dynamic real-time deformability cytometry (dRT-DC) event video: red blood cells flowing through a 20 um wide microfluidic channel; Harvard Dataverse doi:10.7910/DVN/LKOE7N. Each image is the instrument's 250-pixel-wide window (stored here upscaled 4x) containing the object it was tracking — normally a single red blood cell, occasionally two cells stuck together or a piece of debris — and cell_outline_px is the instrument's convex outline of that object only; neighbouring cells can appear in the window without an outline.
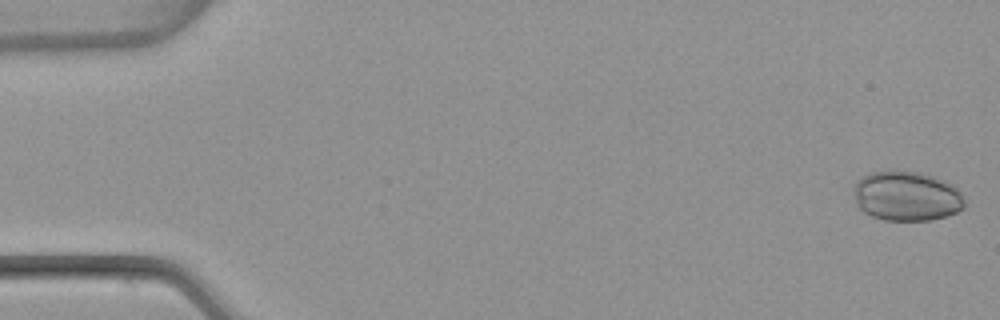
{"species": "common noctule bat (a hibernating species)", "species_latin": "Nyctalus noctula", "temperature_condition": "warm", "stored_images_in_passage": 43, "camera_frame_rate_fps": 3000, "um_per_image_px": 0.085, "animal": {"sex": "female", "body_mass_g": 22.7, "forearm_length_mm": 54.2}, "frame": {"image": 1, "passage_image": 1, "time_ms": 0.0, "image_size_px": [1000, 320], "cell_outline_px": [[964, 208], [948, 216], [932, 220], [884, 220], [872, 216], [864, 212], [856, 204], [856, 180], [872, 172], [888, 168], [896, 168], [920, 172], [936, 176], [952, 184], [960, 192], [964, 200]], "centroid_in_image_um": [77.08, 16.63], "position_along_channel_um": 7.9, "area_um2": 32.66}}
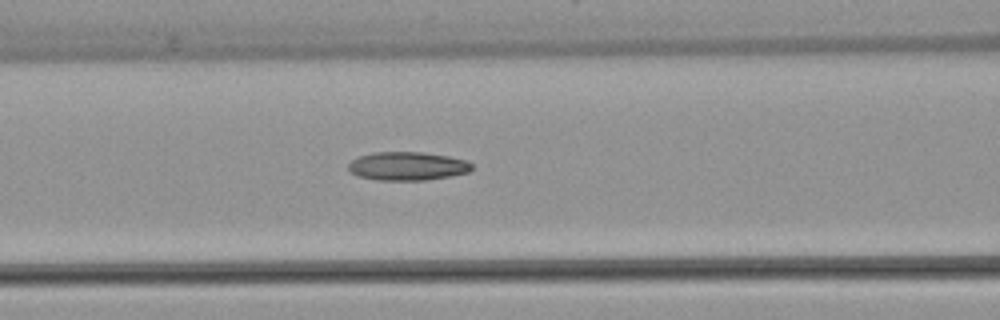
{"frame": {"image": 2, "passage_image": 12, "time_ms": 3.667, "image_size_px": [1000, 320], "cell_outline_px": [[472, 168], [468, 172], [452, 176], [424, 180], [376, 180], [356, 176], [348, 168], [348, 164], [352, 160], [360, 156], [376, 152], [424, 152], [448, 156], [468, 160], [472, 164]], "centroid_in_image_um": [34.65, 14.12], "position_along_channel_um": 132.0, "area_um2": 20.58}}
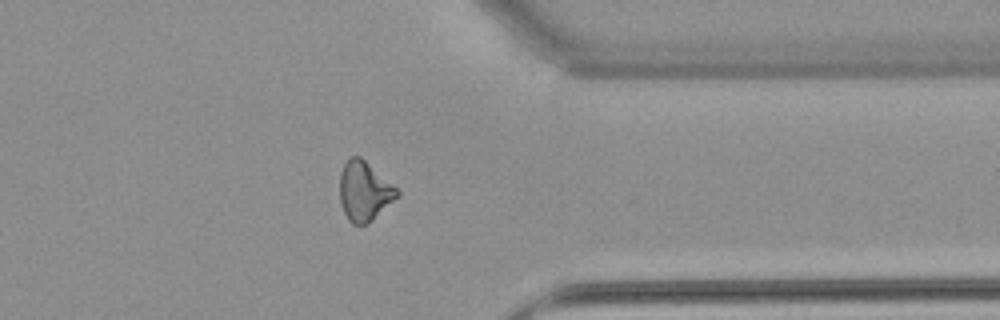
{"frame": {"image": 3, "passage_image": 32, "time_ms": 10.333, "image_size_px": [1000, 320], "cell_outline_px": [[400, 196], [368, 224], [352, 224], [348, 220], [344, 212], [340, 200], [340, 172], [348, 156], [360, 156], [396, 188], [400, 192]], "centroid_in_image_um": [30.96, 16.26], "position_along_channel_um": 380.4, "area_um2": 19.83}, "authors_computed_cell_mechanics": {"area_um2": 20.0566, "velocity_mm_per_s": 3.8522, "shape_relaxation_time_tau1_ms": null, "shape_relaxation_time_tau2_ms": 3.4842, "deformation_change_tau1": null, "deformation_change_tau2": 0.1219}}